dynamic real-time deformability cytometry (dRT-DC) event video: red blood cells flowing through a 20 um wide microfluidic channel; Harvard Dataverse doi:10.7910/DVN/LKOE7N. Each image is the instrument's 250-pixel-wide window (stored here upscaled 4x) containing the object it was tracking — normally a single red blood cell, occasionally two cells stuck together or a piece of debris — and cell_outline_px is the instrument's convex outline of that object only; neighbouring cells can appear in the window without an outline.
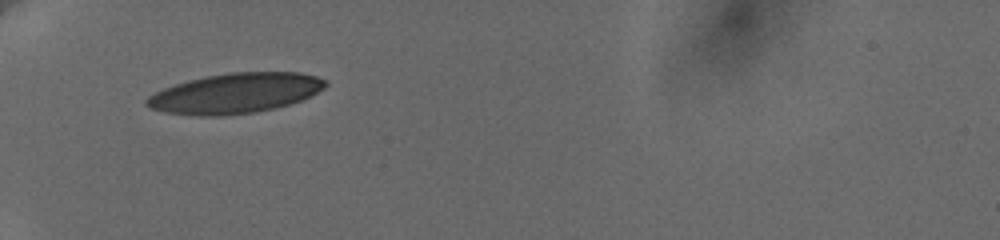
{"species": "human", "species_latin": "Homo sapiens", "temperature_condition": "cold", "stored_images_in_passage": 18, "camera_frame_rate_fps": 3000, "um_per_image_px": 0.085, "donor": {"sex": "female"}, "frame": {"image": 1, "passage_image": 1, "time_ms": 0.0, "image_size_px": [1000, 240], "cell_outline_px": [[328, 84], [324, 88], [300, 100], [288, 104], [256, 112], [220, 116], [200, 116], [168, 112], [152, 108], [144, 104], [144, 100], [148, 96], [164, 88], [188, 80], [228, 72], [300, 72], [316, 76], [324, 80]], "centroid_in_image_um": [19.98, 7.92], "position_along_channel_um": 65.0, "area_um2": 41.33}}
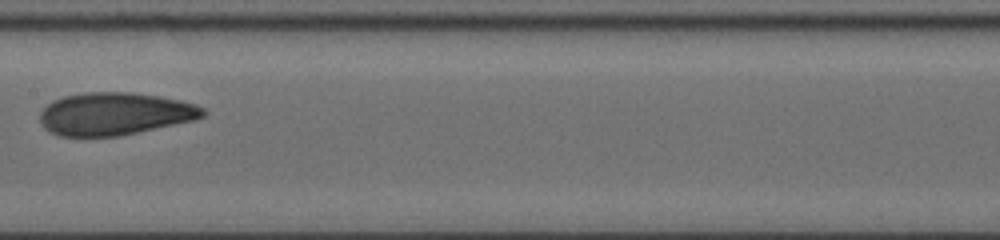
{"frame": {"image": 2, "passage_image": 11, "time_ms": 4.0, "image_size_px": [1000, 240], "cell_outline_px": [[208, 112], [204, 116], [196, 120], [120, 136], [60, 136], [44, 128], [40, 120], [40, 112], [52, 100], [64, 96], [84, 92], [132, 92], [160, 96], [180, 100], [196, 104], [204, 108]], "centroid_in_image_um": [9.79, 9.67], "position_along_channel_um": 197.6, "area_um2": 40.75}}
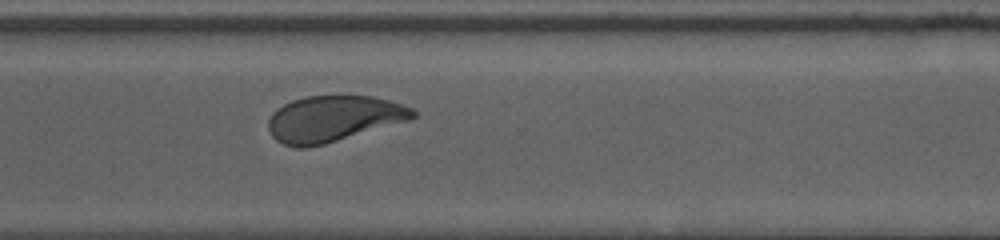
{"frame": {"image": 3, "passage_image": 18, "time_ms": 8.0, "image_size_px": [1000, 240], "cell_outline_px": [[416, 116], [412, 120], [324, 144], [304, 148], [296, 148], [284, 144], [276, 140], [272, 136], [268, 128], [268, 120], [272, 112], [276, 108], [292, 100], [304, 96], [372, 96], [388, 100], [412, 108], [416, 112]], "centroid_in_image_um": [28.33, 10.09], "position_along_channel_um": 342.3, "area_um2": 38.9}}